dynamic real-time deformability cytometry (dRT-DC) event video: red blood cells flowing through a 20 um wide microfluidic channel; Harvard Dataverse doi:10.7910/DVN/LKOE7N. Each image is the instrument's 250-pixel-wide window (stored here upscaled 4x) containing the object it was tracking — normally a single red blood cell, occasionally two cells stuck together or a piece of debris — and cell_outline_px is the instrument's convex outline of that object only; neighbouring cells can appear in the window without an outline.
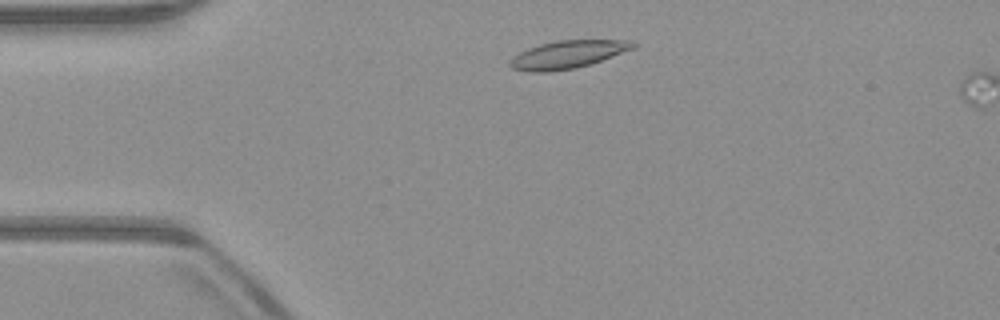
{"species": "common noctule bat (a hibernating species)", "species_latin": "Nyctalus noctula", "temperature_condition": "warm", "stored_images_in_passage": 6, "camera_frame_rate_fps": 3000, "um_per_image_px": 0.085, "animal": {"sex": "male", "body_mass_g": 23.1, "forearm_length_mm": 52.7}, "frame": {"image": 1, "passage_image": 4, "time_ms": 1.0, "image_size_px": [1000, 320], "cell_outline_px": [[636, 48], [576, 68], [548, 72], [528, 72], [512, 68], [508, 64], [508, 60], [512, 56], [528, 48], [540, 44], [556, 40], [632, 40], [636, 44]], "centroid_in_image_um": [48.21, 4.63], "position_along_channel_um": 36.8, "area_um2": 20.0}}